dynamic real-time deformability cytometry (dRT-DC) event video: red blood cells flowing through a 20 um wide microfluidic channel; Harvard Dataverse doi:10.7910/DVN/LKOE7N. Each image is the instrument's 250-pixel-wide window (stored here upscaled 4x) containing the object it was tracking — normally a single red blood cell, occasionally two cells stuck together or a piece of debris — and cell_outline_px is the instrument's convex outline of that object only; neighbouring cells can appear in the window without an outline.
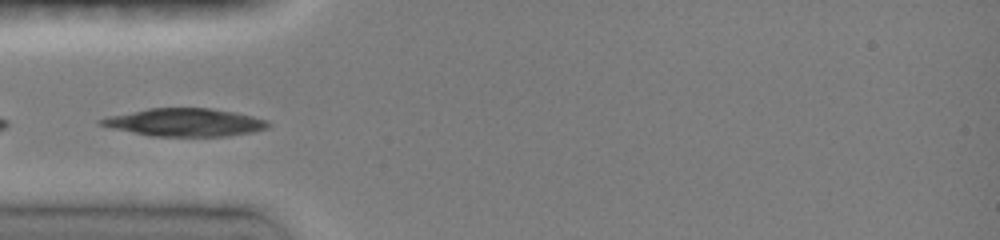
{"species": "common noctule bat (a hibernating species)", "species_latin": "Nyctalus noctula", "temperature_condition": "room temperature", "stored_images_in_passage": 14, "camera_frame_rate_fps": 3000, "um_per_image_px": 0.085, "animal": {"sex": "female", "body_mass_g": 19.0, "forearm_length_mm": 51.5}, "frame": {"image": 1, "passage_image": 1, "time_ms": 0.0, "image_size_px": [1000, 240], "cell_outline_px": [[272, 124], [268, 128], [252, 132], [228, 136], [152, 136], [112, 128], [100, 124], [96, 120], [108, 116], [148, 108], [208, 108], [232, 112], [252, 116], [268, 120]], "centroid_in_image_um": [15.73, 10.4], "position_along_channel_um": 69.3, "area_um2": 27.05}}